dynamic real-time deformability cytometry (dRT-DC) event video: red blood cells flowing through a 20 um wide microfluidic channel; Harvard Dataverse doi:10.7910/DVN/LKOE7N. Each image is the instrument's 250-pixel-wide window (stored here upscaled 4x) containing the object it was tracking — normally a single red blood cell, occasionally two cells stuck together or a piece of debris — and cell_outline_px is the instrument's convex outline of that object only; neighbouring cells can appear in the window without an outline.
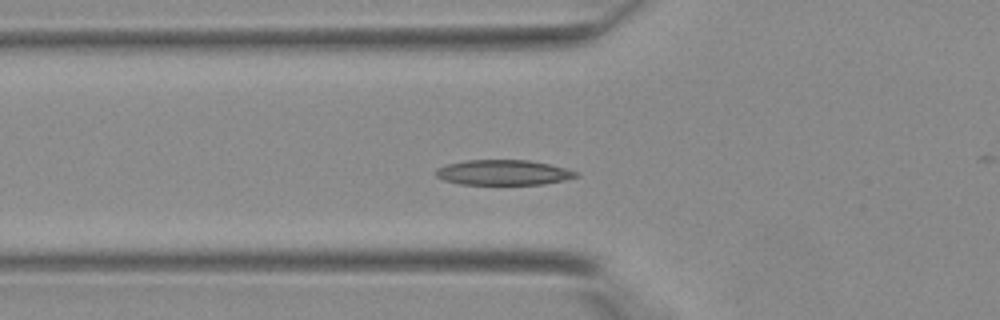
{"species": "Egyptian fruit bat (a non-hibernating species)", "species_latin": "Rousettus aegyptiacus", "temperature_condition": "warm", "stored_images_in_passage": 34, "camera_frame_rate_fps": 3000, "um_per_image_px": 0.085, "animal": {"sex": "female"}, "frame": {"image": 1, "passage_image": 7, "time_ms": 2.0, "image_size_px": [1000, 320], "cell_outline_px": [[580, 176], [564, 180], [544, 184], [460, 184], [444, 180], [436, 176], [436, 168], [444, 164], [464, 160], [528, 160], [548, 164], [580, 172]], "centroid_in_image_um": [42.77, 14.66], "position_along_channel_um": 83.0, "area_um2": 20.63}}
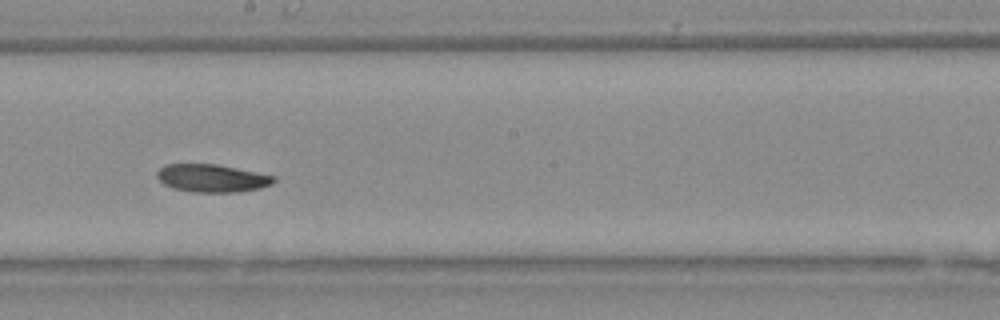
{"frame": {"image": 2, "passage_image": 16, "time_ms": 5.0, "image_size_px": [1000, 320], "cell_outline_px": [[276, 180], [272, 184], [260, 188], [236, 192], [192, 192], [172, 188], [164, 184], [156, 176], [156, 172], [160, 168], [168, 164], [216, 164], [276, 176]], "centroid_in_image_um": [18.02, 15.15], "position_along_channel_um": 230.2, "area_um2": 18.9}}
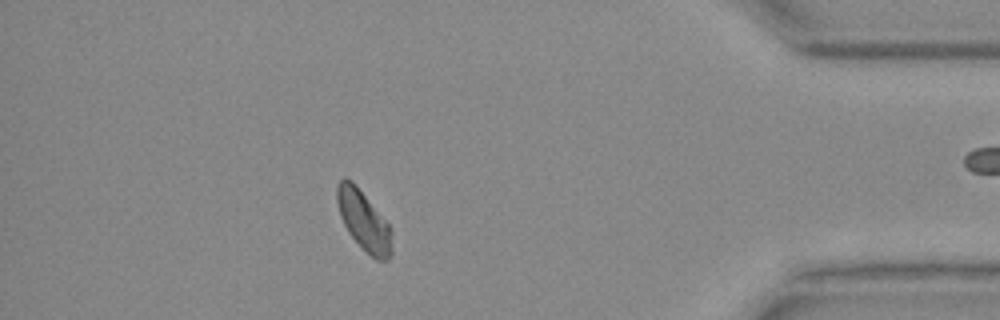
{"frame": {"image": 3, "passage_image": 29, "time_ms": 9.333, "image_size_px": [1000, 320], "cell_outline_px": [[392, 252], [388, 260], [376, 260], [348, 232], [340, 216], [336, 200], [336, 184], [344, 176], [352, 180], [356, 184], [388, 224], [392, 232]], "centroid_in_image_um": [30.9, 18.71], "position_along_channel_um": 404.3, "area_um2": 18.96}}